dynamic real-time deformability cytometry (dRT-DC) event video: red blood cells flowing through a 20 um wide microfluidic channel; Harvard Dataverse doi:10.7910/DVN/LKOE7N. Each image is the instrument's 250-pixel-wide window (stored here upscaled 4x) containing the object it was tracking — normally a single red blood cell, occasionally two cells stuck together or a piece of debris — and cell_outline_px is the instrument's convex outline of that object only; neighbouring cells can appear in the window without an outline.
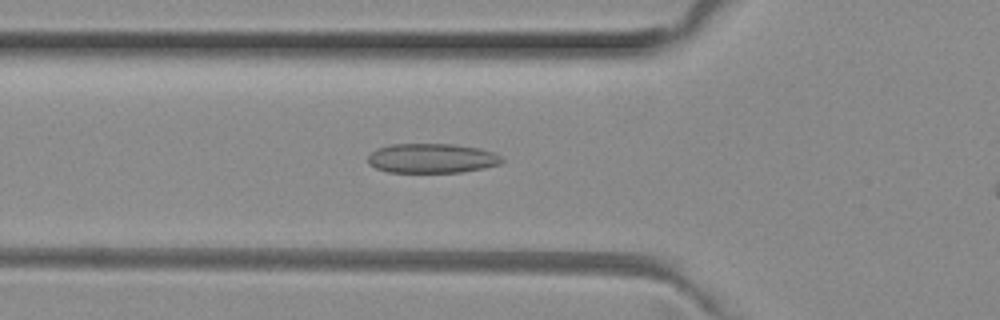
{"species": "common noctule bat (a hibernating species)", "species_latin": "Nyctalus noctula", "temperature_condition": "room temperature", "stored_images_in_passage": 34, "camera_frame_rate_fps": 3000, "um_per_image_px": 0.085, "animal": {"sex": "female", "body_mass_g": 29.2, "forearm_length_mm": 56.3}, "frame": {"image": 1, "passage_image": 7, "time_ms": 2.0, "image_size_px": [1000, 320], "cell_outline_px": [[504, 160], [500, 164], [484, 168], [460, 172], [388, 172], [376, 168], [368, 164], [368, 156], [376, 148], [392, 144], [452, 144], [480, 148], [496, 152]], "centroid_in_image_um": [36.72, 13.45], "position_along_channel_um": 89.1, "area_um2": 23.18}}
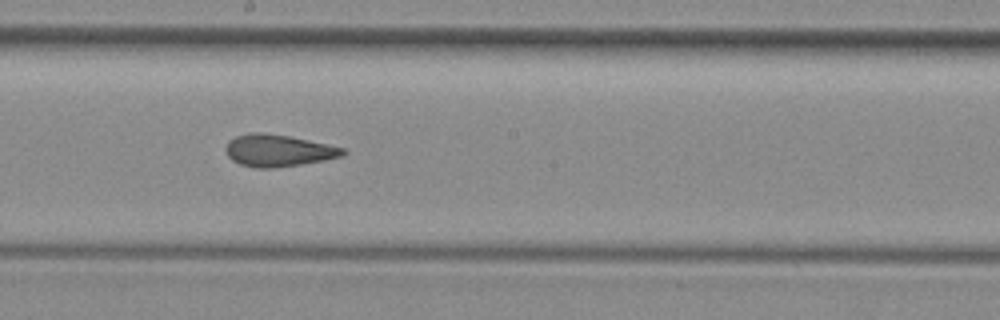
{"frame": {"image": 2, "passage_image": 17, "time_ms": 5.333, "image_size_px": [1000, 320], "cell_outline_px": [[348, 152], [344, 156], [324, 160], [300, 164], [272, 168], [256, 168], [240, 164], [232, 160], [228, 156], [224, 148], [228, 140], [236, 136], [248, 132], [264, 132], [288, 136], [328, 144], [344, 148]], "centroid_in_image_um": [23.63, 12.79], "position_along_channel_um": 224.6, "area_um2": 21.96}}
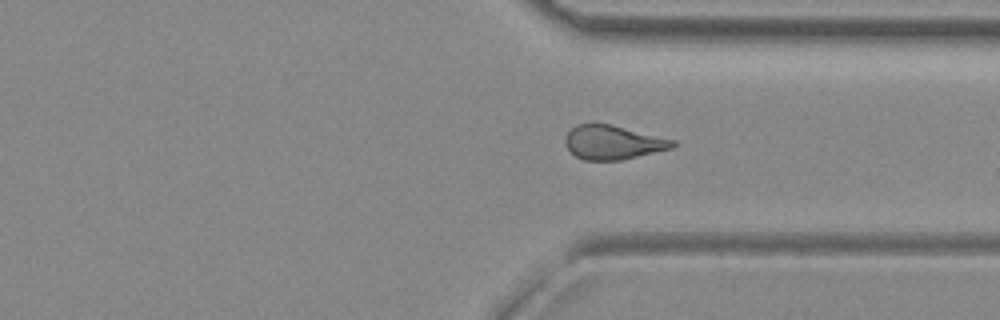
{"frame": {"image": 3, "passage_image": 27, "time_ms": 8.667, "image_size_px": [1000, 320], "cell_outline_px": [[676, 144], [672, 148], [620, 160], [584, 160], [576, 156], [564, 144], [564, 140], [568, 132], [576, 124], [612, 124], [676, 140]], "centroid_in_image_um": [52.1, 12.09], "position_along_channel_um": 359.3, "area_um2": 21.21}, "authors_computed_cell_mechanics": {"area_um2": 21.675, "velocity_mm_per_s": 4.051, "shape_relaxation_time_tau1_ms": null, "shape_relaxation_time_tau2_ms": 2.3007, "deformation_change_tau1": null, "deformation_change_tau2": 0.1022}}